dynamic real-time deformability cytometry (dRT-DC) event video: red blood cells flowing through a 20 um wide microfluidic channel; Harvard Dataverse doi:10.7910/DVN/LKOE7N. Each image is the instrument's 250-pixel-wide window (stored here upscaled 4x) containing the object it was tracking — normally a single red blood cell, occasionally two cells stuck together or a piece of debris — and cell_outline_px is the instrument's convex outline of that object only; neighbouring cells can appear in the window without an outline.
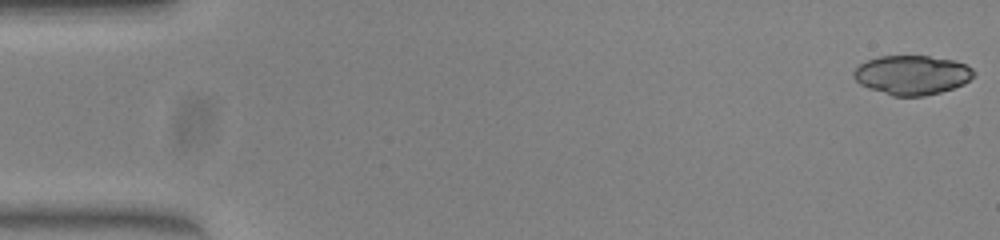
{"species": "common noctule bat (a hibernating species)", "species_latin": "Nyctalus noctula", "temperature_condition": "warm", "stored_images_in_passage": 50, "camera_frame_rate_fps": 3000, "um_per_image_px": 0.085, "animal": {"sex": "female", "body_mass_g": 23.0, "forearm_length_mm": 53.4}, "frame": {"image": 1, "passage_image": 1, "time_ms": 0.0, "image_size_px": [1000, 240], "cell_outline_px": [[976, 72], [964, 84], [940, 92], [924, 96], [892, 96], [868, 88], [860, 84], [852, 76], [852, 72], [860, 64], [868, 60], [880, 56], [928, 56], [952, 60], [964, 64], [972, 68]], "centroid_in_image_um": [77.49, 6.38], "position_along_channel_um": 7.5, "area_um2": 27.4}}
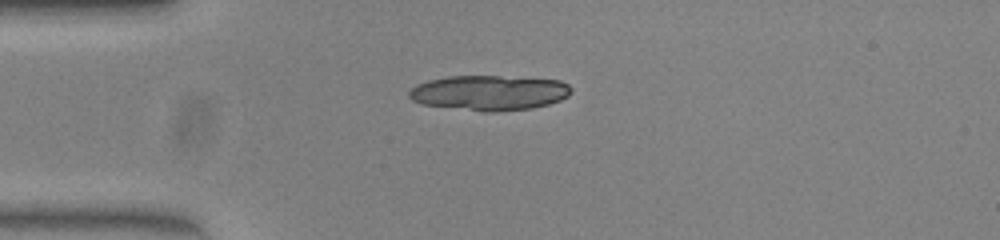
{"frame": {"image": 2, "passage_image": 13, "time_ms": 4.0, "image_size_px": [1000, 240], "cell_outline_px": [[572, 92], [568, 96], [560, 100], [548, 104], [532, 108], [496, 112], [484, 112], [424, 104], [412, 100], [408, 96], [408, 92], [416, 84], [428, 80], [448, 76], [500, 76], [560, 80], [568, 84], [572, 88]], "centroid_in_image_um": [41.6, 7.88], "position_along_channel_um": 43.4, "area_um2": 33.23}}
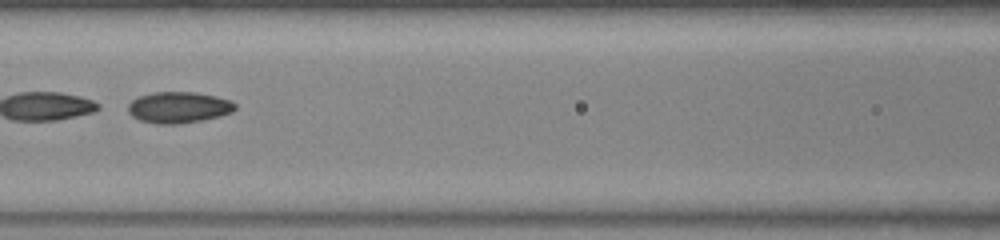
{"frame": {"image": 3, "passage_image": 23, "time_ms": 7.333, "image_size_px": [1000, 240], "cell_outline_px": [[236, 108], [232, 112], [220, 116], [204, 120], [180, 124], [156, 124], [140, 120], [132, 116], [128, 112], [128, 104], [132, 100], [140, 96], [152, 92], [196, 92], [216, 96], [232, 100], [236, 104]], "centroid_in_image_um": [15.21, 9.13], "position_along_channel_um": 151.4, "area_um2": 19.71}, "authors_computed_cell_mechanics": {"area_um2": 27.7729, "velocity_mm_per_s": 4.0341, "shape_relaxation_time_tau1_ms": null, "shape_relaxation_time_tau2_ms": 1.6115, "deformation_change_tau1": null, "deformation_change_tau2": 0.0609}}